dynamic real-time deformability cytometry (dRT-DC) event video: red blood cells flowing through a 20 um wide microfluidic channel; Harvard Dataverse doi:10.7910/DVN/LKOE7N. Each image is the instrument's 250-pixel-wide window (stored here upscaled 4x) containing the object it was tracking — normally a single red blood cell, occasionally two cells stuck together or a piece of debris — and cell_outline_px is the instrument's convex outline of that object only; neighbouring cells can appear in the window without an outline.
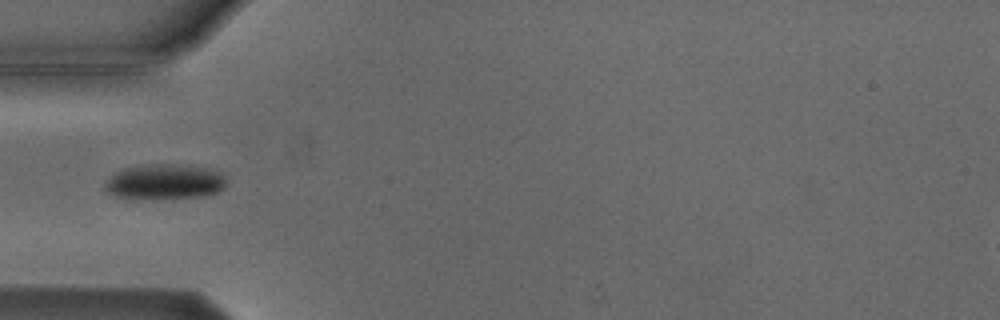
{"species": "Egyptian fruit bat (a non-hibernating species)", "species_latin": "Rousettus aegyptiacus", "temperature_condition": "cold", "stored_images_in_passage": 7, "camera_frame_rate_fps": 3000, "um_per_image_px": 0.085, "animal": {"sex": "male"}, "frame": {"image": 1, "passage_image": 4, "time_ms": 4.667, "image_size_px": [1000, 320], "cell_outline_px": [[224, 188], [216, 192], [200, 196], [116, 196], [108, 192], [104, 188], [108, 180], [116, 172], [124, 168], [148, 164], [172, 164], [204, 168], [216, 172], [224, 176]], "centroid_in_image_um": [13.98, 15.4], "position_along_channel_um": 71.0, "area_um2": 23.35}}
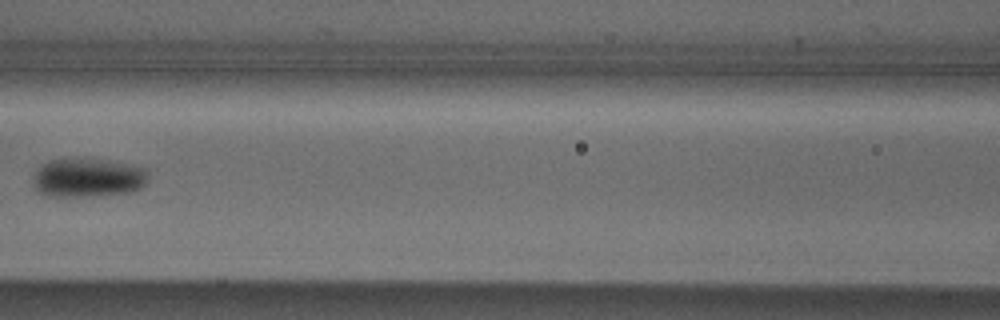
{"frame": {"image": 2, "passage_image": 6, "time_ms": 7.0, "image_size_px": [1000, 320], "cell_outline_px": [[148, 180], [140, 188], [132, 192], [100, 196], [44, 196], [36, 188], [32, 180], [36, 168], [48, 160], [84, 156], [132, 164], [148, 168]], "centroid_in_image_um": [7.49, 15.07], "position_along_channel_um": 159.1, "area_um2": 27.17}}
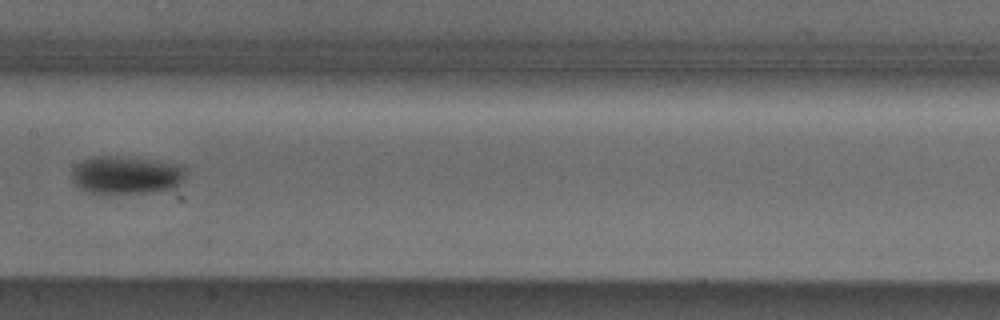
{"frame": {"image": 3, "passage_image": 7, "time_ms": 8.0, "image_size_px": [1000, 320], "cell_outline_px": [[184, 180], [176, 188], [148, 192], [88, 192], [80, 188], [72, 180], [72, 168], [84, 160], [92, 156], [120, 156], [184, 164]], "centroid_in_image_um": [10.76, 14.85], "position_along_channel_um": 196.6, "area_um2": 25.03}}